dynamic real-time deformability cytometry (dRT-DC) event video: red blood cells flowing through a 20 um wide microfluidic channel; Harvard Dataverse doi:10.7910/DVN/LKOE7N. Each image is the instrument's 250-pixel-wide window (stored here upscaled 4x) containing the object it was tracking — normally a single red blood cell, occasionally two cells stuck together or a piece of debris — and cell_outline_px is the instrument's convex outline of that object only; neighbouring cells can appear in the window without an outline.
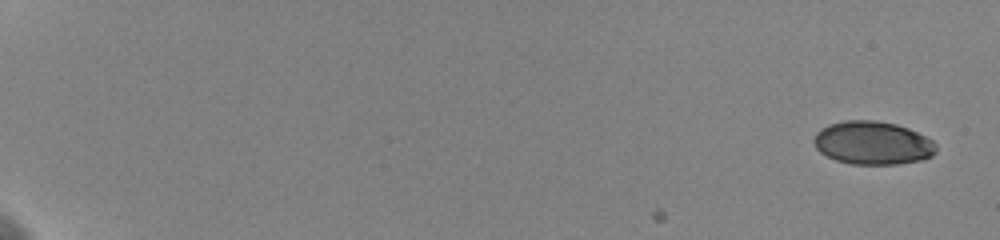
{"species": "human", "species_latin": "Homo sapiens", "temperature_condition": "cold", "stored_images_in_passage": 58, "camera_frame_rate_fps": 3000, "um_per_image_px": 0.085, "donor": {"sex": "female"}, "frame": {"image": 1, "passage_image": 1, "time_ms": 0.0, "image_size_px": [1000, 240], "cell_outline_px": [[936, 152], [932, 156], [920, 160], [896, 164], [852, 164], [836, 160], [820, 152], [816, 148], [812, 140], [816, 132], [820, 128], [828, 124], [844, 120], [876, 120], [896, 124], [908, 128], [932, 140], [936, 144]], "centroid_in_image_um": [74.15, 12.14], "position_along_channel_um": 10.9, "area_um2": 30.92}}
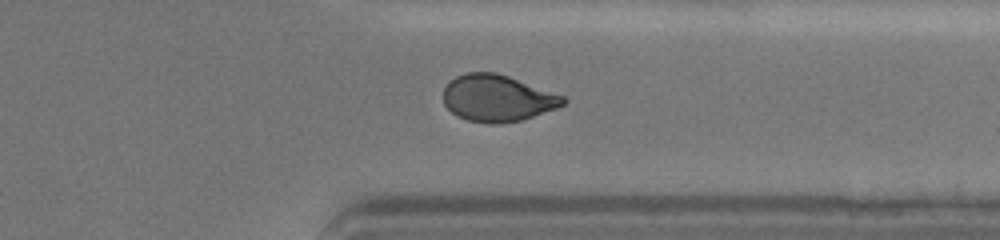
{"frame": {"image": 2, "passage_image": 48, "time_ms": 15.667, "image_size_px": [1000, 240], "cell_outline_px": [[568, 100], [564, 104], [556, 108], [520, 120], [496, 124], [492, 124], [468, 120], [456, 116], [444, 104], [444, 88], [456, 76], [468, 72], [496, 72], [508, 76], [564, 96]], "centroid_in_image_um": [42.27, 8.34], "position_along_channel_um": 369.1, "area_um2": 32.25}}
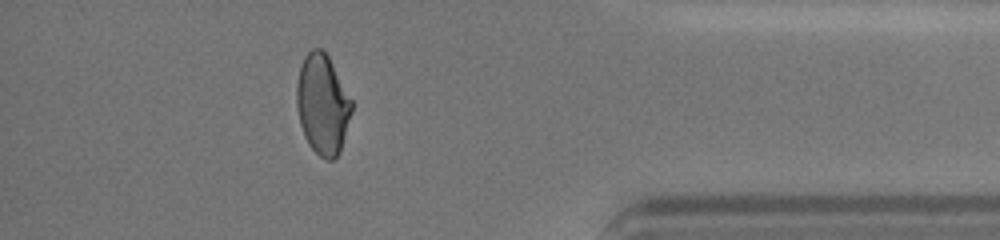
{"frame": {"image": 3, "passage_image": 53, "time_ms": 17.333, "image_size_px": [1000, 240], "cell_outline_px": [[352, 112], [340, 152], [332, 160], [328, 160], [320, 156], [308, 144], [304, 136], [300, 124], [296, 104], [296, 84], [300, 68], [304, 56], [312, 48], [320, 48], [328, 56], [352, 100]], "centroid_in_image_um": [27.41, 8.88], "position_along_channel_um": 407.8, "area_um2": 32.02}, "authors_computed_cell_mechanics": {"area_um2": 32.657, "velocity_mm_per_s": 3.6071, "shape_relaxation_time_tau1_ms": 4.8853, "shape_relaxation_time_tau2_ms": 1.6719, "deformation_change_tau1": 0.1309, "deformation_change_tau2": 0.0576}}